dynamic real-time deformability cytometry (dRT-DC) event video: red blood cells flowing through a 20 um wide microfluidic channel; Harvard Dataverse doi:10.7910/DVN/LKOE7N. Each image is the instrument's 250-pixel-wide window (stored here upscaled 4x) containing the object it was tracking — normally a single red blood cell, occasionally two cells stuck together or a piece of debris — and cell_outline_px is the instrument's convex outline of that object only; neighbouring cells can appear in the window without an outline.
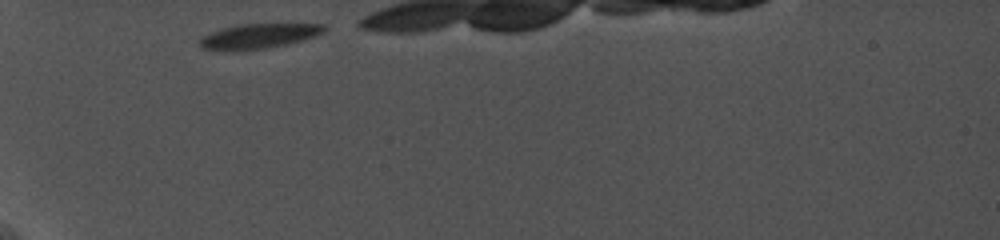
{"species": "common noctule bat (a hibernating species)", "species_latin": "Nyctalus noctula", "temperature_condition": "cold", "stored_images_in_passage": 51, "camera_frame_rate_fps": 5000, "um_per_image_px": 0.085, "animal": {"sex": "female", "body_mass_g": 19.0, "forearm_length_mm": 56.7}, "frame": {"image": 1, "passage_image": 1, "time_ms": 0.0, "image_size_px": [1000, 240], "cell_outline_px": [[328, 28], [324, 32], [300, 40], [284, 44], [264, 48], [240, 52], [232, 52], [200, 48], [200, 36], [224, 28], [240, 24], [324, 24]], "centroid_in_image_um": [21.91, 3.08], "position_along_channel_um": 63.1, "area_um2": 17.98}}
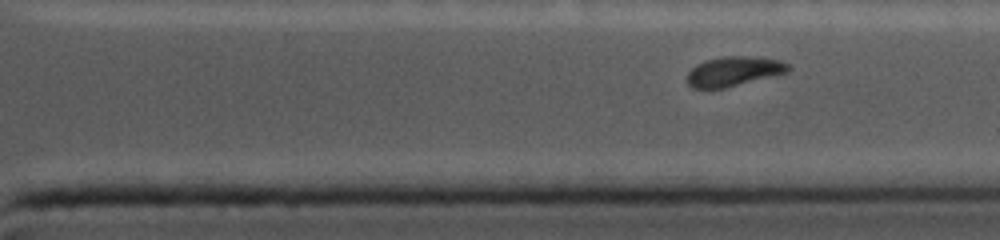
{"frame": {"image": 2, "passage_image": 39, "time_ms": 8.2, "image_size_px": [1000, 240], "cell_outline_px": [[792, 68], [788, 72], [724, 88], [692, 88], [688, 84], [688, 72], [696, 64], [704, 60], [724, 56], [752, 56], [780, 60], [788, 64]], "centroid_in_image_um": [62.37, 6.05], "position_along_channel_um": 349.0, "area_um2": 17.4}}
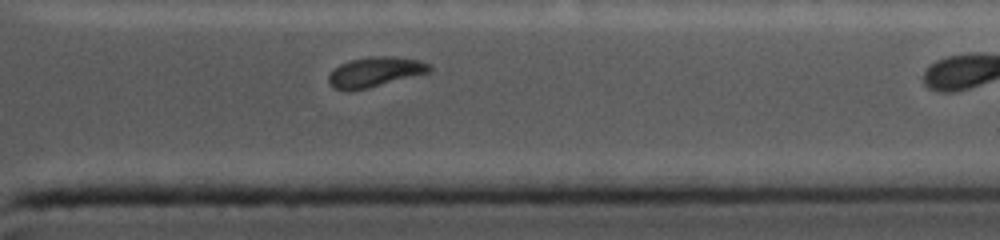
{"frame": {"image": 3, "passage_image": 45, "time_ms": 9.0, "image_size_px": [1000, 240], "cell_outline_px": [[432, 72], [368, 88], [348, 92], [332, 88], [328, 84], [328, 76], [340, 64], [352, 60], [372, 56], [388, 56], [420, 60], [432, 64]], "centroid_in_image_um": [31.9, 6.14], "position_along_channel_um": 379.5, "area_um2": 17.8}}